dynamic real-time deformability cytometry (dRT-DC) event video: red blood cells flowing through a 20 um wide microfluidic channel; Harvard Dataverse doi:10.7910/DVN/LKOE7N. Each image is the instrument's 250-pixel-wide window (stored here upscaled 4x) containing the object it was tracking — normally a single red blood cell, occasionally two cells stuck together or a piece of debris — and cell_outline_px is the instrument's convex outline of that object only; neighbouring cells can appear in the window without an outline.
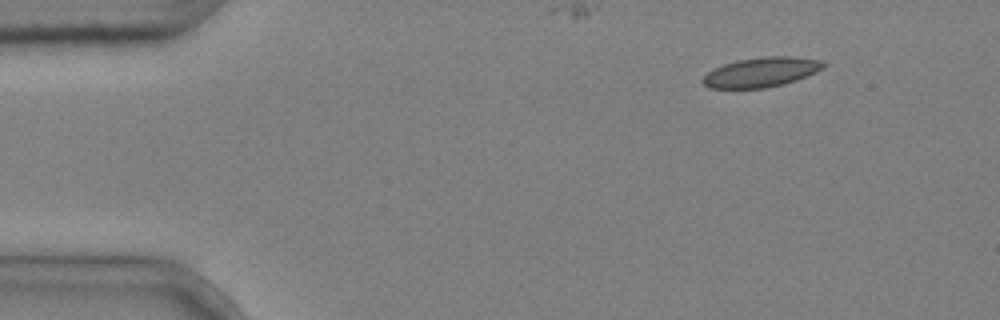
{"species": "common noctule bat (a hibernating species)", "species_latin": "Nyctalus noctula", "temperature_condition": "cold", "stored_images_in_passage": 4, "camera_frame_rate_fps": 3000, "um_per_image_px": 0.085, "animal": {"sex": "male", "body_mass_g": 20.4}, "frame": {"image": 1, "passage_image": 1, "time_ms": 0.0, "image_size_px": [1000, 320], "cell_outline_px": [[828, 64], [824, 68], [808, 76], [796, 80], [764, 88], [708, 88], [700, 80], [712, 68], [736, 60], [764, 56], [792, 56], [820, 60]], "centroid_in_image_um": [64.7, 6.12], "position_along_channel_um": 20.3, "area_um2": 20.98}}